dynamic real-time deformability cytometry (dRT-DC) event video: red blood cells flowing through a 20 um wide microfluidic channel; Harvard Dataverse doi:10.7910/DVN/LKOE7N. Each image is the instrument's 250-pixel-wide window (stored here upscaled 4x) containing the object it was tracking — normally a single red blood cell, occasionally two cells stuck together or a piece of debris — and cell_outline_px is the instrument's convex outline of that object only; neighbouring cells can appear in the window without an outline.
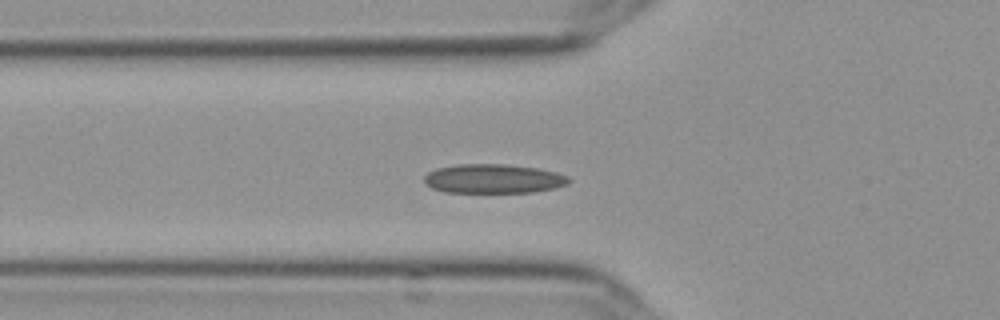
{"species": "Egyptian fruit bat (a non-hibernating species)", "species_latin": "Rousettus aegyptiacus", "temperature_condition": "cold", "stored_images_in_passage": 38, "camera_frame_rate_fps": 3000, "um_per_image_px": 0.085, "frame": {"image": 1, "passage_image": 2, "time_ms": 0.333, "image_size_px": [1000, 320], "cell_outline_px": [[572, 180], [568, 184], [556, 188], [532, 192], [444, 192], [432, 188], [424, 184], [424, 176], [428, 172], [436, 168], [460, 164], [504, 164], [536, 168], [556, 172], [568, 176]], "centroid_in_image_um": [41.94, 15.19], "position_along_channel_um": 83.9, "area_um2": 24.68}}
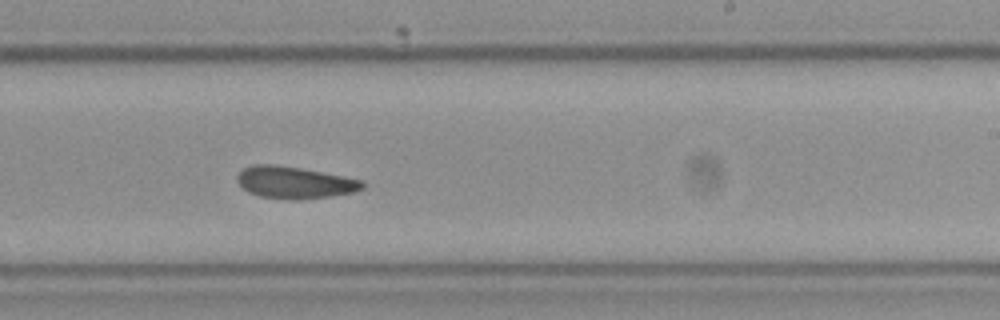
{"frame": {"image": 2, "passage_image": 17, "time_ms": 5.333, "image_size_px": [1000, 320], "cell_outline_px": [[364, 188], [356, 192], [300, 200], [288, 200], [260, 196], [248, 192], [236, 180], [236, 176], [244, 168], [252, 164], [272, 164], [300, 168], [344, 176], [360, 180], [364, 184]], "centroid_in_image_um": [25.02, 15.52], "position_along_channel_um": 264.0, "area_um2": 23.29}}
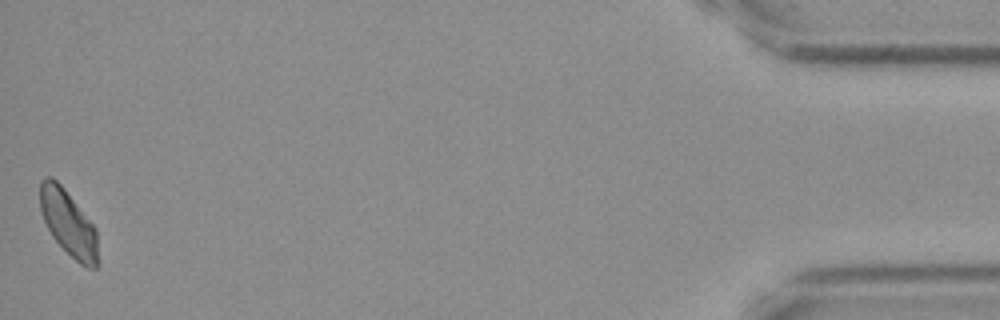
{"frame": {"image": 3, "passage_image": 38, "time_ms": 12.333, "image_size_px": [1000, 320], "cell_outline_px": [[100, 264], [96, 268], [88, 268], [80, 264], [52, 236], [44, 220], [40, 208], [40, 180], [44, 176], [52, 176], [64, 188], [96, 228]], "centroid_in_image_um": [5.84, 18.97], "position_along_channel_um": 429.4, "area_um2": 22.2}, "authors_computed_cell_mechanics": {"area_um2": 23.1489, "velocity_mm_per_s": 3.5876, "shape_relaxation_time_tau1_ms": 4.8239, "shape_relaxation_time_tau2_ms": 4.7344, "deformation_change_tau1": 0.1033, "deformation_change_tau2": 0.0818}}